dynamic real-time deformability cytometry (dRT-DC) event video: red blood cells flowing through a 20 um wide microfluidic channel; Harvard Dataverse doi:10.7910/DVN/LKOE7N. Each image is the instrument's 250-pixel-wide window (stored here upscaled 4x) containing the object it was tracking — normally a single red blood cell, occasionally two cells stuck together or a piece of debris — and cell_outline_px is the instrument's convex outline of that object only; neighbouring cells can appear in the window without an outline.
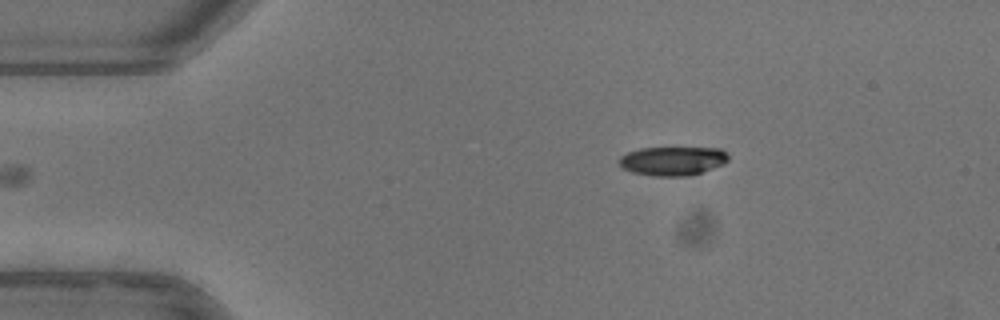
{"species": "common noctule bat (a hibernating species)", "species_latin": "Nyctalus noctula", "temperature_condition": "warm", "stored_images_in_passage": 36, "camera_frame_rate_fps": 3000, "um_per_image_px": 0.085, "animal": {"sex": "female"}, "frame": {"image": 1, "passage_image": 1, "time_ms": 0.0, "image_size_px": [1000, 320], "cell_outline_px": [[728, 160], [724, 164], [688, 176], [652, 176], [632, 172], [624, 168], [620, 164], [620, 156], [628, 152], [640, 148], [720, 148], [728, 152]], "centroid_in_image_um": [57.2, 13.67], "position_along_channel_um": 27.8, "area_um2": 18.32}}
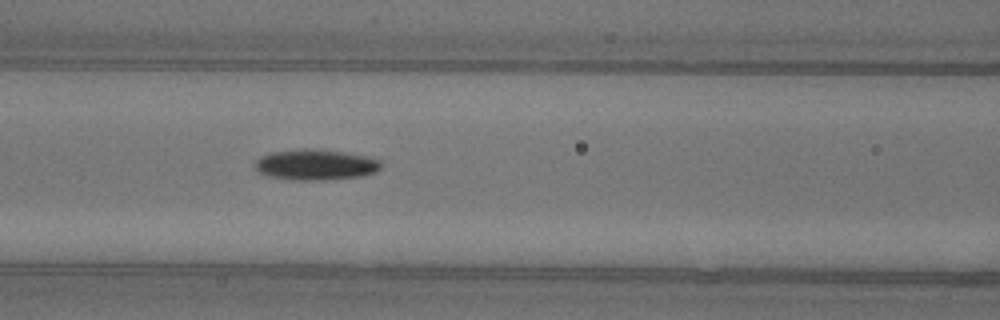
{"frame": {"image": 2, "passage_image": 14, "time_ms": 4.333, "image_size_px": [1000, 320], "cell_outline_px": [[380, 168], [376, 172], [360, 176], [320, 180], [292, 180], [268, 176], [252, 168], [256, 160], [260, 156], [272, 152], [300, 148], [316, 148], [344, 152], [364, 156], [380, 160]], "centroid_in_image_um": [26.76, 13.99], "position_along_channel_um": 139.8, "area_um2": 22.66}}
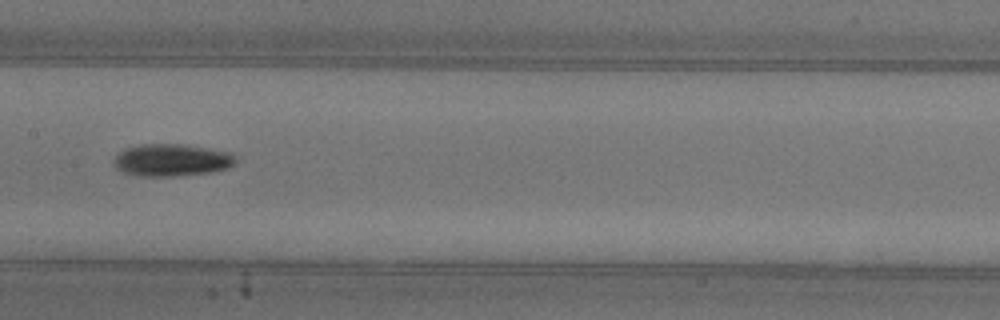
{"frame": {"image": 3, "passage_image": 18, "time_ms": 5.667, "image_size_px": [1000, 320], "cell_outline_px": [[236, 160], [228, 168], [212, 172], [176, 176], [140, 176], [124, 172], [116, 168], [112, 164], [112, 160], [124, 148], [140, 144], [188, 144], [232, 152], [236, 156]], "centroid_in_image_um": [14.6, 13.59], "position_along_channel_um": 192.8, "area_um2": 23.24}, "authors_computed_cell_mechanics": {"area_um2": 21.0681, "velocity_mm_per_s": 3.9744, "shape_relaxation_time_tau1_ms": 4.4579, "shape_relaxation_time_tau2_ms": null, "deformation_change_tau1": 0.1577, "deformation_change_tau2": null}}